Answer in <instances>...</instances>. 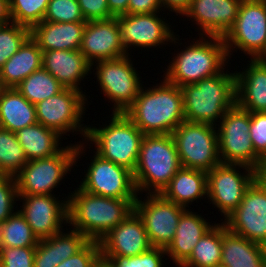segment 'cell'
I'll list each match as a JSON object with an SVG mask.
<instances>
[{
    "instance_id": "cell-21",
    "label": "cell",
    "mask_w": 266,
    "mask_h": 267,
    "mask_svg": "<svg viewBox=\"0 0 266 267\" xmlns=\"http://www.w3.org/2000/svg\"><path fill=\"white\" fill-rule=\"evenodd\" d=\"M242 0H192L184 13L200 26V36L222 37L233 26Z\"/></svg>"
},
{
    "instance_id": "cell-41",
    "label": "cell",
    "mask_w": 266,
    "mask_h": 267,
    "mask_svg": "<svg viewBox=\"0 0 266 267\" xmlns=\"http://www.w3.org/2000/svg\"><path fill=\"white\" fill-rule=\"evenodd\" d=\"M36 247H0V267H33Z\"/></svg>"
},
{
    "instance_id": "cell-3",
    "label": "cell",
    "mask_w": 266,
    "mask_h": 267,
    "mask_svg": "<svg viewBox=\"0 0 266 267\" xmlns=\"http://www.w3.org/2000/svg\"><path fill=\"white\" fill-rule=\"evenodd\" d=\"M186 121L212 125L236 103V73L224 69L195 84L180 87Z\"/></svg>"
},
{
    "instance_id": "cell-6",
    "label": "cell",
    "mask_w": 266,
    "mask_h": 267,
    "mask_svg": "<svg viewBox=\"0 0 266 267\" xmlns=\"http://www.w3.org/2000/svg\"><path fill=\"white\" fill-rule=\"evenodd\" d=\"M111 116L104 128L88 125L86 141L96 146L94 152L102 158L134 173L144 134L125 113L112 112Z\"/></svg>"
},
{
    "instance_id": "cell-48",
    "label": "cell",
    "mask_w": 266,
    "mask_h": 267,
    "mask_svg": "<svg viewBox=\"0 0 266 267\" xmlns=\"http://www.w3.org/2000/svg\"><path fill=\"white\" fill-rule=\"evenodd\" d=\"M10 0H0V26L12 23Z\"/></svg>"
},
{
    "instance_id": "cell-20",
    "label": "cell",
    "mask_w": 266,
    "mask_h": 267,
    "mask_svg": "<svg viewBox=\"0 0 266 267\" xmlns=\"http://www.w3.org/2000/svg\"><path fill=\"white\" fill-rule=\"evenodd\" d=\"M99 243L101 256L132 257L153 247L143 220L135 210L123 222L112 228Z\"/></svg>"
},
{
    "instance_id": "cell-42",
    "label": "cell",
    "mask_w": 266,
    "mask_h": 267,
    "mask_svg": "<svg viewBox=\"0 0 266 267\" xmlns=\"http://www.w3.org/2000/svg\"><path fill=\"white\" fill-rule=\"evenodd\" d=\"M18 199V191L14 176L0 175V223L14 213V203Z\"/></svg>"
},
{
    "instance_id": "cell-40",
    "label": "cell",
    "mask_w": 266,
    "mask_h": 267,
    "mask_svg": "<svg viewBox=\"0 0 266 267\" xmlns=\"http://www.w3.org/2000/svg\"><path fill=\"white\" fill-rule=\"evenodd\" d=\"M102 262L98 241H89L79 252L56 267H97Z\"/></svg>"
},
{
    "instance_id": "cell-45",
    "label": "cell",
    "mask_w": 266,
    "mask_h": 267,
    "mask_svg": "<svg viewBox=\"0 0 266 267\" xmlns=\"http://www.w3.org/2000/svg\"><path fill=\"white\" fill-rule=\"evenodd\" d=\"M160 8L159 0H129L127 14L160 13Z\"/></svg>"
},
{
    "instance_id": "cell-8",
    "label": "cell",
    "mask_w": 266,
    "mask_h": 267,
    "mask_svg": "<svg viewBox=\"0 0 266 267\" xmlns=\"http://www.w3.org/2000/svg\"><path fill=\"white\" fill-rule=\"evenodd\" d=\"M219 121L217 132L221 163L241 164L262 171L266 163L255 153L249 136L250 112L235 103Z\"/></svg>"
},
{
    "instance_id": "cell-29",
    "label": "cell",
    "mask_w": 266,
    "mask_h": 267,
    "mask_svg": "<svg viewBox=\"0 0 266 267\" xmlns=\"http://www.w3.org/2000/svg\"><path fill=\"white\" fill-rule=\"evenodd\" d=\"M161 195L187 209L189 203L207 196V172L181 167Z\"/></svg>"
},
{
    "instance_id": "cell-52",
    "label": "cell",
    "mask_w": 266,
    "mask_h": 267,
    "mask_svg": "<svg viewBox=\"0 0 266 267\" xmlns=\"http://www.w3.org/2000/svg\"><path fill=\"white\" fill-rule=\"evenodd\" d=\"M252 1H264V2H266V0H252Z\"/></svg>"
},
{
    "instance_id": "cell-39",
    "label": "cell",
    "mask_w": 266,
    "mask_h": 267,
    "mask_svg": "<svg viewBox=\"0 0 266 267\" xmlns=\"http://www.w3.org/2000/svg\"><path fill=\"white\" fill-rule=\"evenodd\" d=\"M43 21L87 22L77 0H49Z\"/></svg>"
},
{
    "instance_id": "cell-28",
    "label": "cell",
    "mask_w": 266,
    "mask_h": 267,
    "mask_svg": "<svg viewBox=\"0 0 266 267\" xmlns=\"http://www.w3.org/2000/svg\"><path fill=\"white\" fill-rule=\"evenodd\" d=\"M43 52L31 36L0 68L2 88H15L25 78L42 68Z\"/></svg>"
},
{
    "instance_id": "cell-4",
    "label": "cell",
    "mask_w": 266,
    "mask_h": 267,
    "mask_svg": "<svg viewBox=\"0 0 266 267\" xmlns=\"http://www.w3.org/2000/svg\"><path fill=\"white\" fill-rule=\"evenodd\" d=\"M180 168L171 134L144 135L133 173L137 192L161 194Z\"/></svg>"
},
{
    "instance_id": "cell-5",
    "label": "cell",
    "mask_w": 266,
    "mask_h": 267,
    "mask_svg": "<svg viewBox=\"0 0 266 267\" xmlns=\"http://www.w3.org/2000/svg\"><path fill=\"white\" fill-rule=\"evenodd\" d=\"M198 40L185 46L169 63L164 79L178 87L195 84L203 78L220 73L228 64L226 46L222 37L199 36ZM200 40V41H199Z\"/></svg>"
},
{
    "instance_id": "cell-33",
    "label": "cell",
    "mask_w": 266,
    "mask_h": 267,
    "mask_svg": "<svg viewBox=\"0 0 266 267\" xmlns=\"http://www.w3.org/2000/svg\"><path fill=\"white\" fill-rule=\"evenodd\" d=\"M30 103L36 105L61 92L65 87L43 67L15 87Z\"/></svg>"
},
{
    "instance_id": "cell-44",
    "label": "cell",
    "mask_w": 266,
    "mask_h": 267,
    "mask_svg": "<svg viewBox=\"0 0 266 267\" xmlns=\"http://www.w3.org/2000/svg\"><path fill=\"white\" fill-rule=\"evenodd\" d=\"M86 21L107 20L115 17L107 0H77Z\"/></svg>"
},
{
    "instance_id": "cell-24",
    "label": "cell",
    "mask_w": 266,
    "mask_h": 267,
    "mask_svg": "<svg viewBox=\"0 0 266 267\" xmlns=\"http://www.w3.org/2000/svg\"><path fill=\"white\" fill-rule=\"evenodd\" d=\"M248 62L246 70L236 71V104L249 112H266V63Z\"/></svg>"
},
{
    "instance_id": "cell-37",
    "label": "cell",
    "mask_w": 266,
    "mask_h": 267,
    "mask_svg": "<svg viewBox=\"0 0 266 267\" xmlns=\"http://www.w3.org/2000/svg\"><path fill=\"white\" fill-rule=\"evenodd\" d=\"M30 37V28L10 23L0 26V68Z\"/></svg>"
},
{
    "instance_id": "cell-25",
    "label": "cell",
    "mask_w": 266,
    "mask_h": 267,
    "mask_svg": "<svg viewBox=\"0 0 266 267\" xmlns=\"http://www.w3.org/2000/svg\"><path fill=\"white\" fill-rule=\"evenodd\" d=\"M213 226L199 214L186 209L180 216L173 241L165 249L167 256L180 267L190 257L199 239Z\"/></svg>"
},
{
    "instance_id": "cell-12",
    "label": "cell",
    "mask_w": 266,
    "mask_h": 267,
    "mask_svg": "<svg viewBox=\"0 0 266 267\" xmlns=\"http://www.w3.org/2000/svg\"><path fill=\"white\" fill-rule=\"evenodd\" d=\"M86 101L88 100L85 92L64 88L58 94L35 105L37 122L55 130L61 136L69 131H79L86 140L88 127L81 124Z\"/></svg>"
},
{
    "instance_id": "cell-15",
    "label": "cell",
    "mask_w": 266,
    "mask_h": 267,
    "mask_svg": "<svg viewBox=\"0 0 266 267\" xmlns=\"http://www.w3.org/2000/svg\"><path fill=\"white\" fill-rule=\"evenodd\" d=\"M85 178L79 185L81 190L116 199H137L133 172L106 160L96 152Z\"/></svg>"
},
{
    "instance_id": "cell-47",
    "label": "cell",
    "mask_w": 266,
    "mask_h": 267,
    "mask_svg": "<svg viewBox=\"0 0 266 267\" xmlns=\"http://www.w3.org/2000/svg\"><path fill=\"white\" fill-rule=\"evenodd\" d=\"M109 11L116 17L127 14L129 0H107Z\"/></svg>"
},
{
    "instance_id": "cell-7",
    "label": "cell",
    "mask_w": 266,
    "mask_h": 267,
    "mask_svg": "<svg viewBox=\"0 0 266 267\" xmlns=\"http://www.w3.org/2000/svg\"><path fill=\"white\" fill-rule=\"evenodd\" d=\"M83 144L67 145L57 154L28 161L14 176L18 196L53 195L51 192L84 152ZM82 153V154H81Z\"/></svg>"
},
{
    "instance_id": "cell-43",
    "label": "cell",
    "mask_w": 266,
    "mask_h": 267,
    "mask_svg": "<svg viewBox=\"0 0 266 267\" xmlns=\"http://www.w3.org/2000/svg\"><path fill=\"white\" fill-rule=\"evenodd\" d=\"M249 134L255 153L266 163V112H250Z\"/></svg>"
},
{
    "instance_id": "cell-9",
    "label": "cell",
    "mask_w": 266,
    "mask_h": 267,
    "mask_svg": "<svg viewBox=\"0 0 266 267\" xmlns=\"http://www.w3.org/2000/svg\"><path fill=\"white\" fill-rule=\"evenodd\" d=\"M217 125L184 120L171 133L181 167L211 171L221 163Z\"/></svg>"
},
{
    "instance_id": "cell-31",
    "label": "cell",
    "mask_w": 266,
    "mask_h": 267,
    "mask_svg": "<svg viewBox=\"0 0 266 267\" xmlns=\"http://www.w3.org/2000/svg\"><path fill=\"white\" fill-rule=\"evenodd\" d=\"M15 134L28 161L55 155L63 148L59 143L62 136L38 122Z\"/></svg>"
},
{
    "instance_id": "cell-34",
    "label": "cell",
    "mask_w": 266,
    "mask_h": 267,
    "mask_svg": "<svg viewBox=\"0 0 266 267\" xmlns=\"http://www.w3.org/2000/svg\"><path fill=\"white\" fill-rule=\"evenodd\" d=\"M38 242L19 210L0 223V247H36Z\"/></svg>"
},
{
    "instance_id": "cell-2",
    "label": "cell",
    "mask_w": 266,
    "mask_h": 267,
    "mask_svg": "<svg viewBox=\"0 0 266 267\" xmlns=\"http://www.w3.org/2000/svg\"><path fill=\"white\" fill-rule=\"evenodd\" d=\"M73 193V194H72ZM68 196V224L89 241H100L134 211L136 199H116L76 188Z\"/></svg>"
},
{
    "instance_id": "cell-22",
    "label": "cell",
    "mask_w": 266,
    "mask_h": 267,
    "mask_svg": "<svg viewBox=\"0 0 266 267\" xmlns=\"http://www.w3.org/2000/svg\"><path fill=\"white\" fill-rule=\"evenodd\" d=\"M42 67L65 88L82 91L81 79L91 72V64L80 50H50L43 52Z\"/></svg>"
},
{
    "instance_id": "cell-1",
    "label": "cell",
    "mask_w": 266,
    "mask_h": 267,
    "mask_svg": "<svg viewBox=\"0 0 266 267\" xmlns=\"http://www.w3.org/2000/svg\"><path fill=\"white\" fill-rule=\"evenodd\" d=\"M162 80L147 90L142 86L124 112L144 135L171 134L185 120L181 88Z\"/></svg>"
},
{
    "instance_id": "cell-38",
    "label": "cell",
    "mask_w": 266,
    "mask_h": 267,
    "mask_svg": "<svg viewBox=\"0 0 266 267\" xmlns=\"http://www.w3.org/2000/svg\"><path fill=\"white\" fill-rule=\"evenodd\" d=\"M166 250L161 247H152L140 255L125 256H101L106 267H164L162 258Z\"/></svg>"
},
{
    "instance_id": "cell-23",
    "label": "cell",
    "mask_w": 266,
    "mask_h": 267,
    "mask_svg": "<svg viewBox=\"0 0 266 267\" xmlns=\"http://www.w3.org/2000/svg\"><path fill=\"white\" fill-rule=\"evenodd\" d=\"M86 22L42 21L30 29L31 38L42 52L79 50Z\"/></svg>"
},
{
    "instance_id": "cell-51",
    "label": "cell",
    "mask_w": 266,
    "mask_h": 267,
    "mask_svg": "<svg viewBox=\"0 0 266 267\" xmlns=\"http://www.w3.org/2000/svg\"><path fill=\"white\" fill-rule=\"evenodd\" d=\"M97 267H106V265L103 262H101Z\"/></svg>"
},
{
    "instance_id": "cell-14",
    "label": "cell",
    "mask_w": 266,
    "mask_h": 267,
    "mask_svg": "<svg viewBox=\"0 0 266 267\" xmlns=\"http://www.w3.org/2000/svg\"><path fill=\"white\" fill-rule=\"evenodd\" d=\"M223 223L229 231L266 247V184L259 177Z\"/></svg>"
},
{
    "instance_id": "cell-16",
    "label": "cell",
    "mask_w": 266,
    "mask_h": 267,
    "mask_svg": "<svg viewBox=\"0 0 266 267\" xmlns=\"http://www.w3.org/2000/svg\"><path fill=\"white\" fill-rule=\"evenodd\" d=\"M146 196L143 201L137 197L134 210L143 220L152 246L166 249L175 237L178 221L186 208L166 200L161 194Z\"/></svg>"
},
{
    "instance_id": "cell-17",
    "label": "cell",
    "mask_w": 266,
    "mask_h": 267,
    "mask_svg": "<svg viewBox=\"0 0 266 267\" xmlns=\"http://www.w3.org/2000/svg\"><path fill=\"white\" fill-rule=\"evenodd\" d=\"M158 12L147 14H123L118 15L117 20L120 30V40L128 53L130 46L156 48L169 43H176L177 37L164 18L161 19ZM176 40V41H175ZM166 42V43H165Z\"/></svg>"
},
{
    "instance_id": "cell-36",
    "label": "cell",
    "mask_w": 266,
    "mask_h": 267,
    "mask_svg": "<svg viewBox=\"0 0 266 267\" xmlns=\"http://www.w3.org/2000/svg\"><path fill=\"white\" fill-rule=\"evenodd\" d=\"M49 0H10L13 23L32 28L43 21Z\"/></svg>"
},
{
    "instance_id": "cell-50",
    "label": "cell",
    "mask_w": 266,
    "mask_h": 267,
    "mask_svg": "<svg viewBox=\"0 0 266 267\" xmlns=\"http://www.w3.org/2000/svg\"><path fill=\"white\" fill-rule=\"evenodd\" d=\"M258 59L260 61L266 63V49H265V51L262 53V55Z\"/></svg>"
},
{
    "instance_id": "cell-27",
    "label": "cell",
    "mask_w": 266,
    "mask_h": 267,
    "mask_svg": "<svg viewBox=\"0 0 266 267\" xmlns=\"http://www.w3.org/2000/svg\"><path fill=\"white\" fill-rule=\"evenodd\" d=\"M223 267H266V247L229 231L222 222Z\"/></svg>"
},
{
    "instance_id": "cell-11",
    "label": "cell",
    "mask_w": 266,
    "mask_h": 267,
    "mask_svg": "<svg viewBox=\"0 0 266 267\" xmlns=\"http://www.w3.org/2000/svg\"><path fill=\"white\" fill-rule=\"evenodd\" d=\"M223 41L229 58L232 50L239 48L250 59H258L266 49V2L242 0L236 21Z\"/></svg>"
},
{
    "instance_id": "cell-46",
    "label": "cell",
    "mask_w": 266,
    "mask_h": 267,
    "mask_svg": "<svg viewBox=\"0 0 266 267\" xmlns=\"http://www.w3.org/2000/svg\"><path fill=\"white\" fill-rule=\"evenodd\" d=\"M161 4V9L164 10L167 8L171 12H175L178 16V13L180 15L184 16V13L189 9L192 0H159Z\"/></svg>"
},
{
    "instance_id": "cell-49",
    "label": "cell",
    "mask_w": 266,
    "mask_h": 267,
    "mask_svg": "<svg viewBox=\"0 0 266 267\" xmlns=\"http://www.w3.org/2000/svg\"><path fill=\"white\" fill-rule=\"evenodd\" d=\"M258 177L266 184V167L259 172Z\"/></svg>"
},
{
    "instance_id": "cell-32",
    "label": "cell",
    "mask_w": 266,
    "mask_h": 267,
    "mask_svg": "<svg viewBox=\"0 0 266 267\" xmlns=\"http://www.w3.org/2000/svg\"><path fill=\"white\" fill-rule=\"evenodd\" d=\"M222 223L214 224L195 245L190 257L180 267H217L221 263Z\"/></svg>"
},
{
    "instance_id": "cell-18",
    "label": "cell",
    "mask_w": 266,
    "mask_h": 267,
    "mask_svg": "<svg viewBox=\"0 0 266 267\" xmlns=\"http://www.w3.org/2000/svg\"><path fill=\"white\" fill-rule=\"evenodd\" d=\"M19 212L32 228L38 240L50 238L62 231V224L68 223V200H60L54 195H23ZM58 199V200H57Z\"/></svg>"
},
{
    "instance_id": "cell-10",
    "label": "cell",
    "mask_w": 266,
    "mask_h": 267,
    "mask_svg": "<svg viewBox=\"0 0 266 267\" xmlns=\"http://www.w3.org/2000/svg\"><path fill=\"white\" fill-rule=\"evenodd\" d=\"M129 55L91 64V69L96 66L94 70L101 91L114 103L113 113H124L134 103L142 88L139 74Z\"/></svg>"
},
{
    "instance_id": "cell-30",
    "label": "cell",
    "mask_w": 266,
    "mask_h": 267,
    "mask_svg": "<svg viewBox=\"0 0 266 267\" xmlns=\"http://www.w3.org/2000/svg\"><path fill=\"white\" fill-rule=\"evenodd\" d=\"M37 123L35 105L16 88L0 91V127L11 132Z\"/></svg>"
},
{
    "instance_id": "cell-13",
    "label": "cell",
    "mask_w": 266,
    "mask_h": 267,
    "mask_svg": "<svg viewBox=\"0 0 266 267\" xmlns=\"http://www.w3.org/2000/svg\"><path fill=\"white\" fill-rule=\"evenodd\" d=\"M239 168L245 170V174L240 173ZM258 175L257 170L245 165L220 163L207 172L208 200L226 218L241 203L247 188Z\"/></svg>"
},
{
    "instance_id": "cell-19",
    "label": "cell",
    "mask_w": 266,
    "mask_h": 267,
    "mask_svg": "<svg viewBox=\"0 0 266 267\" xmlns=\"http://www.w3.org/2000/svg\"><path fill=\"white\" fill-rule=\"evenodd\" d=\"M79 50L90 64L127 55L120 40L117 17L87 21Z\"/></svg>"
},
{
    "instance_id": "cell-35",
    "label": "cell",
    "mask_w": 266,
    "mask_h": 267,
    "mask_svg": "<svg viewBox=\"0 0 266 267\" xmlns=\"http://www.w3.org/2000/svg\"><path fill=\"white\" fill-rule=\"evenodd\" d=\"M27 162L15 132L0 127V175L15 176Z\"/></svg>"
},
{
    "instance_id": "cell-26",
    "label": "cell",
    "mask_w": 266,
    "mask_h": 267,
    "mask_svg": "<svg viewBox=\"0 0 266 267\" xmlns=\"http://www.w3.org/2000/svg\"><path fill=\"white\" fill-rule=\"evenodd\" d=\"M88 242L82 233L74 229L68 233L60 231L50 238L39 240L33 267H56L79 252Z\"/></svg>"
}]
</instances>
